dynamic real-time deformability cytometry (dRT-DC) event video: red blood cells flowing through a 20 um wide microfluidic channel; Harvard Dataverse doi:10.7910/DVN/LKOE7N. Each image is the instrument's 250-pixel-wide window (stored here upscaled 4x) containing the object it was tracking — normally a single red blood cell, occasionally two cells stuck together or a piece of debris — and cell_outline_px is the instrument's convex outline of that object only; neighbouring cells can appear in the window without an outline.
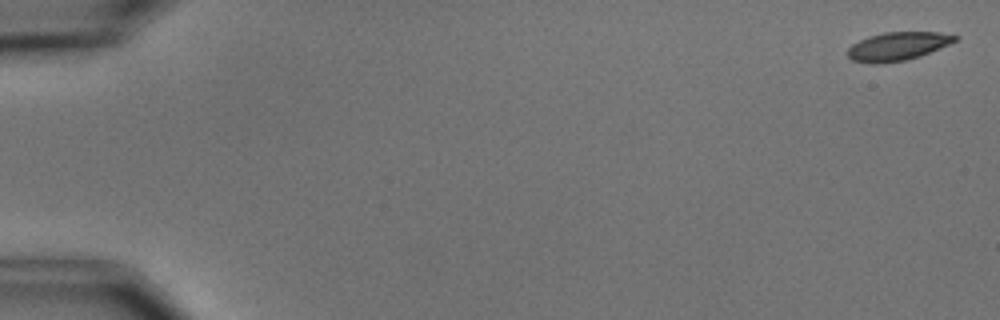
{"species": "common noctule bat (a hibernating species)", "species_latin": "Nyctalus noctula", "temperature_condition": "cold", "stored_images_in_passage": 8, "camera_frame_rate_fps": 3000, "um_per_image_px": 0.085, "animal": {"sex": "male", "body_mass_g": 15.6}, "frame": {"image": 1, "passage_image": 1, "time_ms": 0.0, "image_size_px": [1000, 320], "cell_outline_px": [[960, 36], [956, 40], [948, 44], [920, 56], [904, 60], [876, 64], [872, 64], [852, 60], [848, 56], [848, 48], [852, 44], [868, 36], [884, 32], [940, 32]], "centroid_in_image_um": [76.28, 3.93], "position_along_channel_um": 8.7, "area_um2": 17.63}}
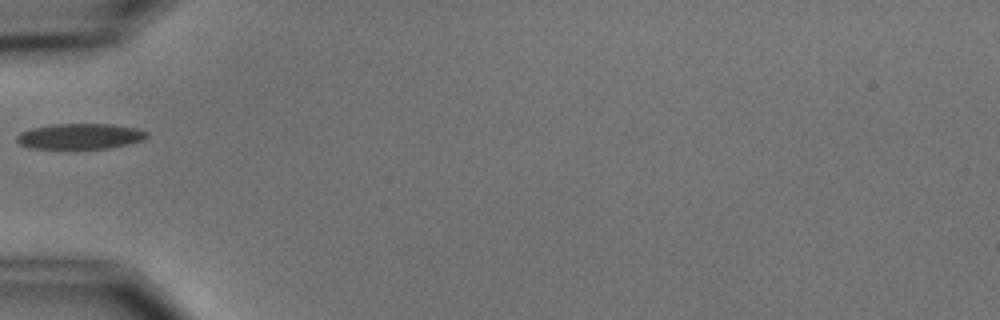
{"frame": {"image": 2, "passage_image": 6, "time_ms": 6.0, "image_size_px": [1000, 320], "cell_outline_px": [[148, 136], [144, 140], [128, 144], [108, 148], [32, 148], [20, 144], [16, 140], [16, 136], [20, 132], [32, 128], [52, 124], [112, 124], [136, 128], [148, 132]], "centroid_in_image_um": [6.82, 11.57], "position_along_channel_um": 78.2, "area_um2": 19.31}}
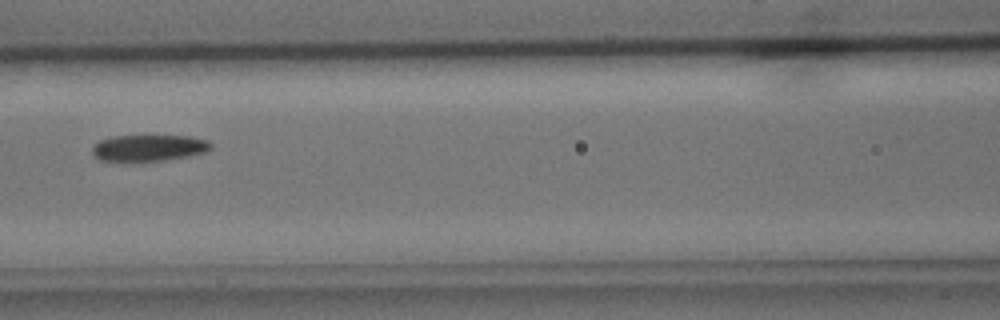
{"frame": {"image": 3, "passage_image": 8, "time_ms": 8.0, "image_size_px": [1000, 320], "cell_outline_px": [[212, 148], [204, 152], [188, 156], [160, 160], [100, 160], [92, 152], [92, 148], [100, 140], [112, 136], [188, 136], [208, 140], [212, 144]], "centroid_in_image_um": [12.68, 12.55], "position_along_channel_um": 153.9, "area_um2": 17.8}}